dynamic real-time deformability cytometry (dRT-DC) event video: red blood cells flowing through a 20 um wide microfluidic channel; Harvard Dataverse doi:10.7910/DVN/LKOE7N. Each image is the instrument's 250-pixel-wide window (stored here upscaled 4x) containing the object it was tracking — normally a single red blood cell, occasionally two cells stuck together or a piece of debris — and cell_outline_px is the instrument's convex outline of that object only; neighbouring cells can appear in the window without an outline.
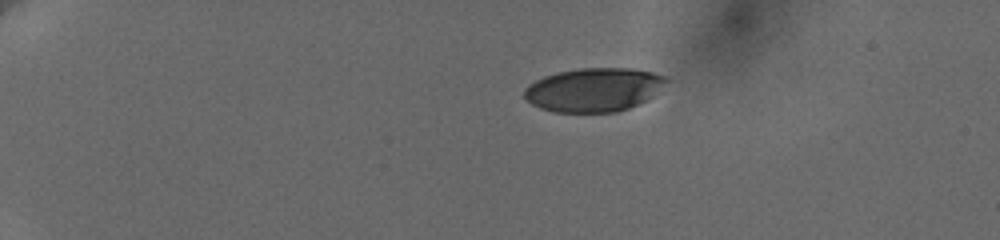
{"species": "human", "species_latin": "Homo sapiens", "temperature_condition": "cold", "stored_images_in_passage": 12, "camera_frame_rate_fps": 3000, "um_per_image_px": 0.085, "donor": {"sex": "female"}, "frame": {"image": 1, "passage_image": 1, "time_ms": 0.0, "image_size_px": [1000, 240], "cell_outline_px": [[668, 80], [648, 100], [628, 108], [616, 112], [552, 112], [540, 108], [532, 104], [524, 96], [524, 88], [528, 84], [544, 76], [556, 72], [580, 68], [632, 68], [652, 72], [664, 76]], "centroid_in_image_um": [50.45, 7.62], "position_along_channel_um": 34.6, "area_um2": 36.18}}
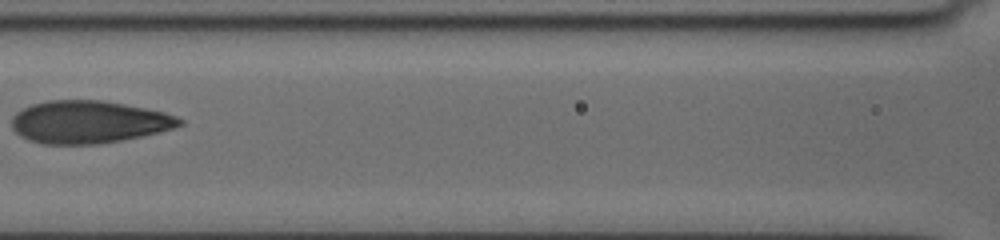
{"frame": {"image": 2, "passage_image": 9, "time_ms": 6.0, "image_size_px": [1000, 240], "cell_outline_px": [[184, 124], [172, 128], [140, 136], [120, 140], [96, 144], [44, 144], [28, 140], [20, 136], [12, 128], [12, 116], [16, 112], [32, 104], [48, 100], [100, 100], [124, 104], [164, 112], [176, 116], [184, 120]], "centroid_in_image_um": [7.5, 10.36], "position_along_channel_um": 159.1, "area_um2": 41.38}}
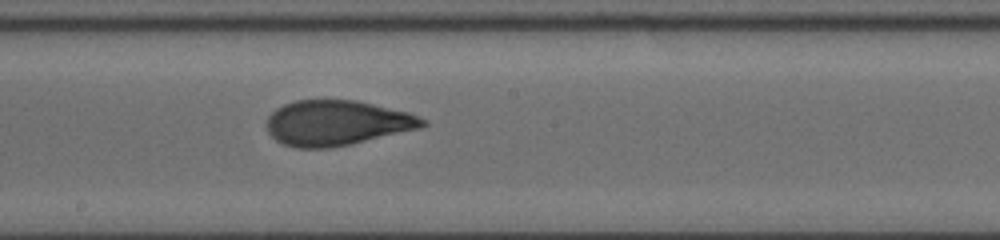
{"frame": {"image": 3, "passage_image": 12, "time_ms": 7.667, "image_size_px": [1000, 240], "cell_outline_px": [[428, 124], [420, 128], [352, 144], [328, 148], [296, 148], [284, 144], [276, 140], [268, 132], [268, 116], [276, 108], [284, 104], [296, 100], [356, 100], [408, 112], [428, 120]], "centroid_in_image_um": [28.65, 10.45], "position_along_channel_um": 219.6, "area_um2": 40.98}}